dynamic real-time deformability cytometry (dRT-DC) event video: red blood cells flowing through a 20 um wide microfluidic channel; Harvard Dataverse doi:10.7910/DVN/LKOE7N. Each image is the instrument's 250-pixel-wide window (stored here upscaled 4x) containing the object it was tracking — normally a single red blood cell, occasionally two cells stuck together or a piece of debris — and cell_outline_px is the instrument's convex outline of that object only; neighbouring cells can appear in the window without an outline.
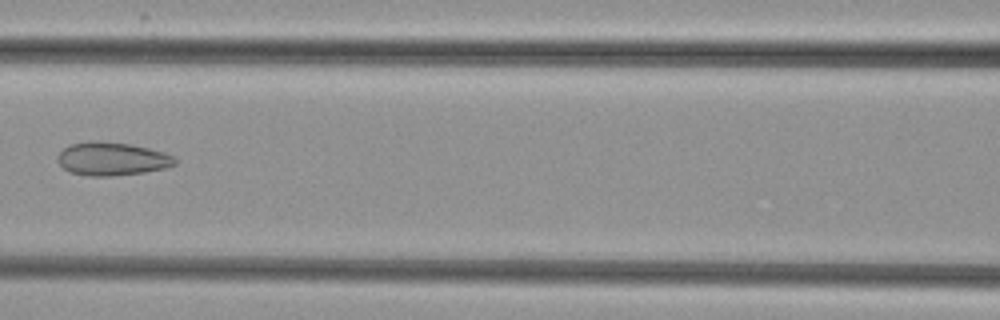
{"species": "common noctule bat (a hibernating species)", "species_latin": "Nyctalus noctula", "temperature_condition": "cold", "stored_images_in_passage": 4, "camera_frame_rate_fps": 3000, "um_per_image_px": 0.085, "animal": {"sex": "female", "body_mass_g": 29.2, "forearm_length_mm": 56.3}, "frame": {"image": 1, "passage_image": 3, "time_ms": 2.333, "image_size_px": [1000, 320], "cell_outline_px": [[176, 164], [168, 168], [144, 172], [112, 176], [88, 176], [68, 172], [56, 160], [56, 156], [64, 148], [72, 144], [92, 140], [100, 140], [132, 144], [164, 152], [172, 156], [176, 160]], "centroid_in_image_um": [9.51, 13.5], "position_along_channel_um": 157.1, "area_um2": 23.0}}
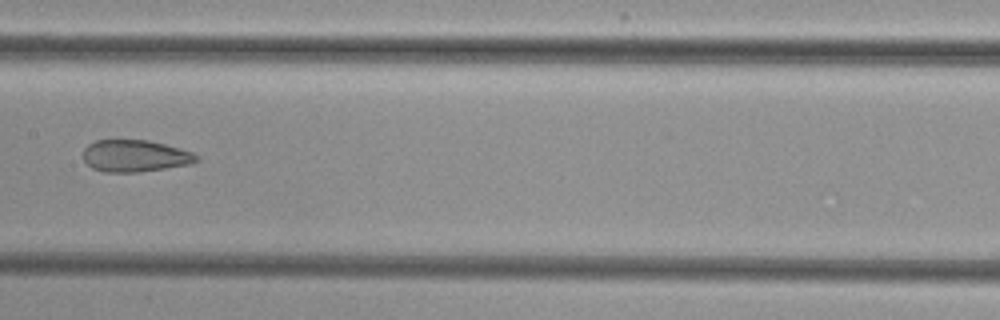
{"frame": {"image": 2, "passage_image": 4, "time_ms": 3.333, "image_size_px": [1000, 320], "cell_outline_px": [[200, 160], [192, 164], [140, 172], [104, 172], [92, 168], [84, 160], [84, 148], [88, 144], [96, 140], [148, 140], [180, 148], [192, 152]], "centroid_in_image_um": [11.48, 13.25], "position_along_channel_um": 195.9, "area_um2": 21.1}}